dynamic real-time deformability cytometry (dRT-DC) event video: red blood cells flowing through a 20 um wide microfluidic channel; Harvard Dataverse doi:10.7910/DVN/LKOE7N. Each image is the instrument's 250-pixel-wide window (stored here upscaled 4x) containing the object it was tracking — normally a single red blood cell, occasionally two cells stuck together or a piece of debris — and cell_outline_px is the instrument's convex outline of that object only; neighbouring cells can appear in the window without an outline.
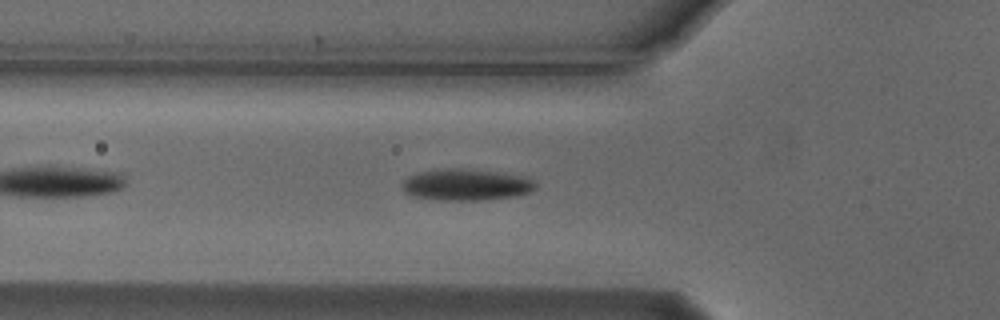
{"species": "Egyptian fruit bat (a non-hibernating species)", "species_latin": "Rousettus aegyptiacus", "temperature_condition": "cold", "stored_images_in_passage": 21, "camera_frame_rate_fps": 3000, "um_per_image_px": 0.085, "animal": {"sex": "male"}, "frame": {"image": 1, "passage_image": 6, "time_ms": 1.667, "image_size_px": [1000, 320], "cell_outline_px": [[536, 188], [528, 192], [512, 196], [484, 200], [440, 200], [412, 196], [404, 192], [404, 180], [408, 176], [420, 172], [448, 168], [496, 172], [524, 176], [532, 180], [536, 184]], "centroid_in_image_um": [39.61, 15.71], "position_along_channel_um": 86.2, "area_um2": 23.99}}
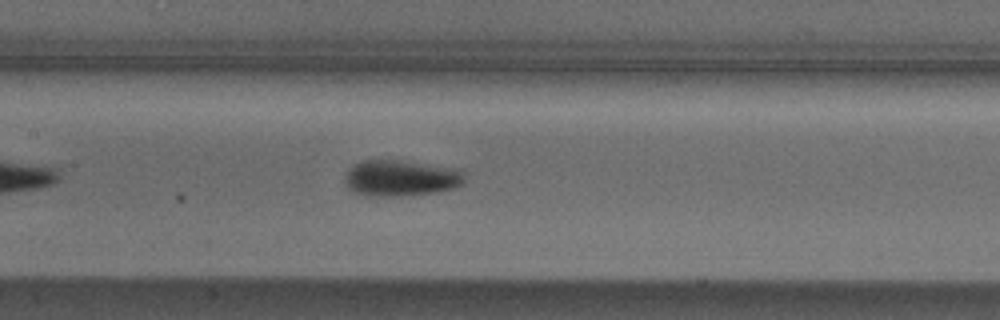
{"frame": {"image": 2, "passage_image": 13, "time_ms": 4.0, "image_size_px": [1000, 320], "cell_outline_px": [[464, 180], [456, 188], [432, 192], [400, 196], [364, 196], [352, 192], [348, 188], [344, 180], [344, 176], [352, 164], [360, 160], [396, 160], [464, 168]], "centroid_in_image_um": [34.05, 15.12], "position_along_channel_um": 173.3, "area_um2": 25.66}}
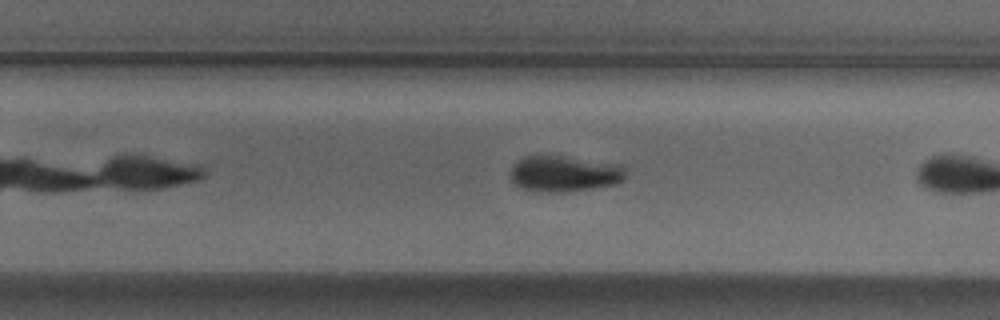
{"frame": {"image": 3, "passage_image": 19, "time_ms": 6.0, "image_size_px": [1000, 320], "cell_outline_px": [[624, 180], [616, 184], [592, 188], [564, 192], [540, 192], [524, 188], [516, 184], [512, 180], [512, 168], [524, 156], [560, 156], [624, 164]], "centroid_in_image_um": [48.03, 14.77], "position_along_channel_um": 281.8, "area_um2": 23.87}}